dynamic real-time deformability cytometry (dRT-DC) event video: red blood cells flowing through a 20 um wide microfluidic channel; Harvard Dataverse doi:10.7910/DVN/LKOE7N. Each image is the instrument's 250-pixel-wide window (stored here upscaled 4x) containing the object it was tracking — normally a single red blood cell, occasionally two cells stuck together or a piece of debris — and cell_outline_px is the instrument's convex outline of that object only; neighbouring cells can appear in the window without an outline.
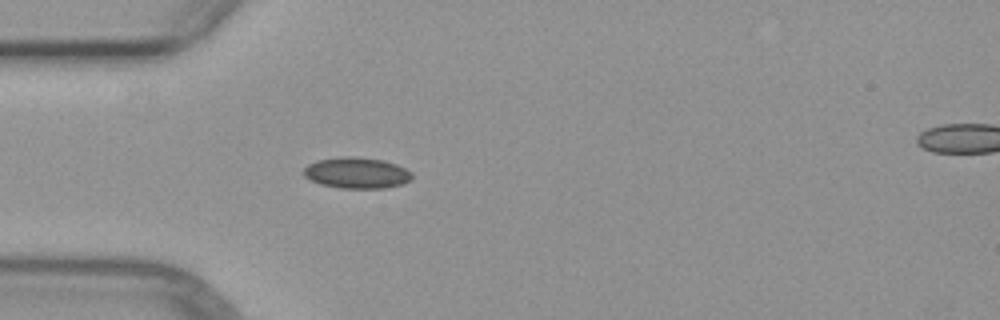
{"species": "common noctule bat (a hibernating species)", "species_latin": "Nyctalus noctula", "temperature_condition": "warm", "stored_images_in_passage": 2, "segment_of_instrument_passage": [1, 2], "camera_frame_rate_fps": 3000, "um_per_image_px": 0.085, "animal": {"sex": "female", "body_mass_g": 29.2, "forearm_length_mm": 56.3}, "frame": {"image": 1, "passage_image": 1, "time_ms": 0.0, "image_size_px": [1000, 320], "cell_outline_px": [[412, 180], [404, 184], [384, 188], [340, 188], [320, 184], [304, 176], [304, 168], [308, 164], [316, 160], [340, 156], [352, 156], [384, 160], [396, 164], [412, 172]], "centroid_in_image_um": [30.33, 14.69], "position_along_channel_um": 54.7, "area_um2": 19.77}}